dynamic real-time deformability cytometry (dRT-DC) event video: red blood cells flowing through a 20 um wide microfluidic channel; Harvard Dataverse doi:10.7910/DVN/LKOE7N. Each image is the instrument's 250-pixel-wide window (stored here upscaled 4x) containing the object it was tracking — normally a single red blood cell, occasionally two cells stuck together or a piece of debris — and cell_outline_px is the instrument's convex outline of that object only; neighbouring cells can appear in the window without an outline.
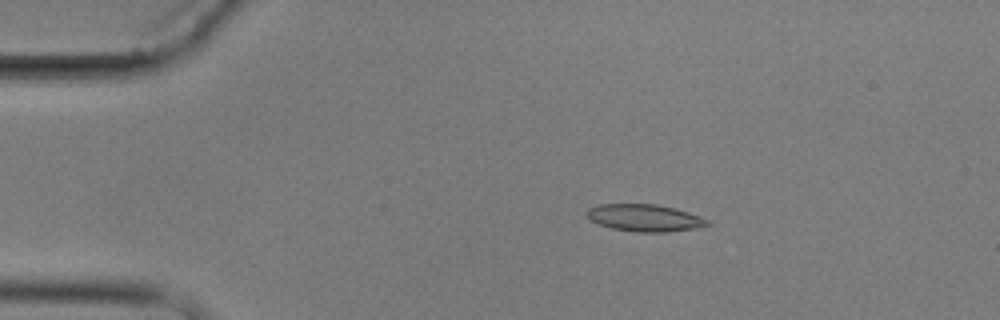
{"species": "common noctule bat (a hibernating species)", "species_latin": "Nyctalus noctula", "temperature_condition": "cold", "stored_images_in_passage": 6, "camera_frame_rate_fps": 3000, "um_per_image_px": 0.085, "animal": {"sex": "male", "body_mass_g": 17.9}, "frame": {"image": 1, "passage_image": 3, "time_ms": 2.333, "image_size_px": [1000, 320], "cell_outline_px": [[712, 224], [692, 228], [668, 232], [636, 232], [612, 228], [588, 220], [584, 212], [588, 208], [600, 204], [656, 204], [688, 212], [708, 220]], "centroid_in_image_um": [54.72, 18.51], "position_along_channel_um": 30.3, "area_um2": 18.96}}
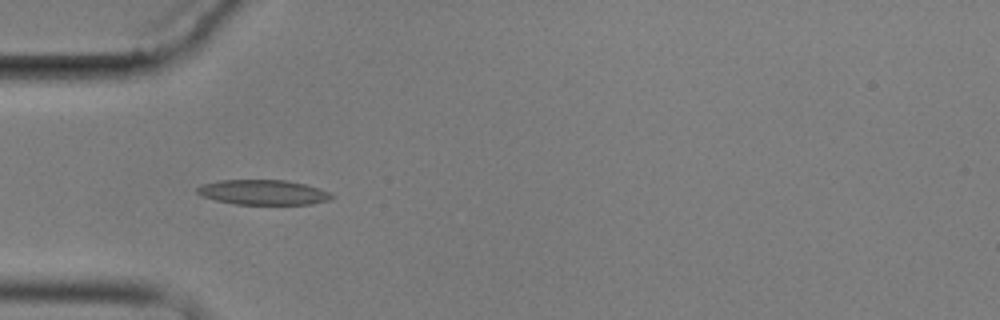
{"frame": {"image": 2, "passage_image": 5, "time_ms": 4.667, "image_size_px": [1000, 320], "cell_outline_px": [[336, 196], [328, 200], [312, 204], [236, 204], [216, 200], [204, 196], [196, 192], [196, 188], [204, 184], [220, 180], [284, 180], [304, 184], [320, 188]], "centroid_in_image_um": [22.4, 16.34], "position_along_channel_um": 62.6, "area_um2": 19.36}}
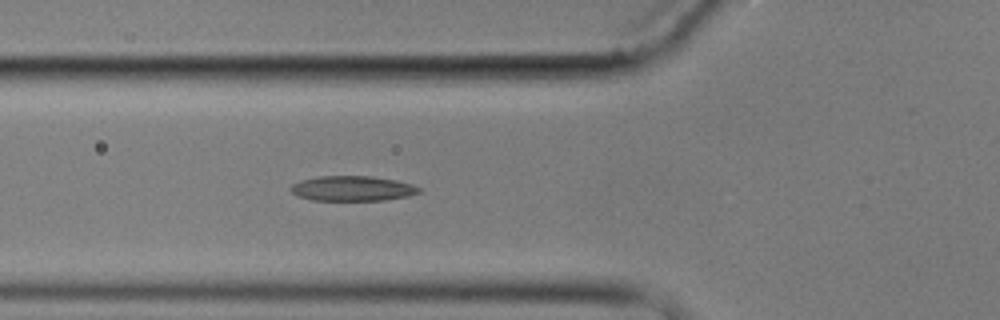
{"frame": {"image": 3, "passage_image": 6, "time_ms": 5.667, "image_size_px": [1000, 320], "cell_outline_px": [[420, 192], [408, 196], [384, 200], [312, 200], [296, 196], [288, 188], [292, 184], [300, 180], [320, 176], [372, 176], [396, 180], [412, 184], [420, 188]], "centroid_in_image_um": [29.92, 16.01], "position_along_channel_um": 95.9, "area_um2": 18.79}}